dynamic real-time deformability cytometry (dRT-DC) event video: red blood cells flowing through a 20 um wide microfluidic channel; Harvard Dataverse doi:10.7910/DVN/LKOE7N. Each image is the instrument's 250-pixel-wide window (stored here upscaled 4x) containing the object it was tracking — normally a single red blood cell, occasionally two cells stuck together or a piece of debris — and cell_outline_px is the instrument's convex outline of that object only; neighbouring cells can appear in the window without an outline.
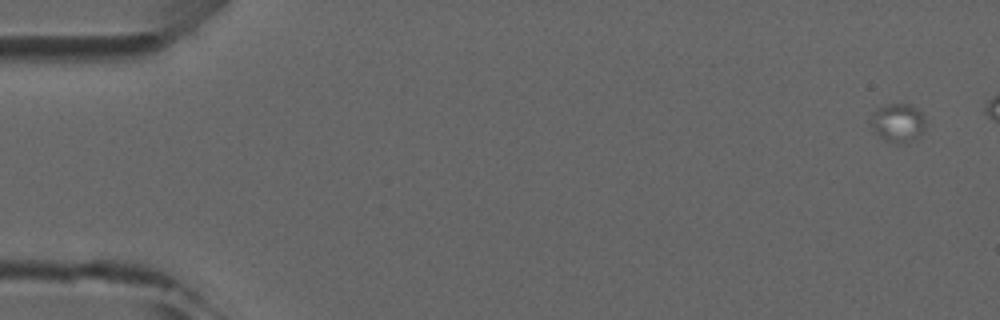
{"species": "common noctule bat (a hibernating species)", "species_latin": "Nyctalus noctula", "temperature_condition": "room temperature", "stored_images_in_passage": 8, "camera_frame_rate_fps": 3000, "um_per_image_px": 0.085, "animal": {"sex": "male", "forearm_length_mm": 52.5}, "frame": {"image": 1, "passage_image": 1, "time_ms": 0.0, "image_size_px": [1000, 320], "cell_outline_px": [[924, 128], [920, 136], [908, 144], [900, 144], [884, 140], [872, 132], [872, 112], [876, 108], [888, 104], [908, 104], [916, 108], [924, 116]], "centroid_in_image_um": [76.31, 10.47], "position_along_channel_um": 8.7, "area_um2": 12.48}}